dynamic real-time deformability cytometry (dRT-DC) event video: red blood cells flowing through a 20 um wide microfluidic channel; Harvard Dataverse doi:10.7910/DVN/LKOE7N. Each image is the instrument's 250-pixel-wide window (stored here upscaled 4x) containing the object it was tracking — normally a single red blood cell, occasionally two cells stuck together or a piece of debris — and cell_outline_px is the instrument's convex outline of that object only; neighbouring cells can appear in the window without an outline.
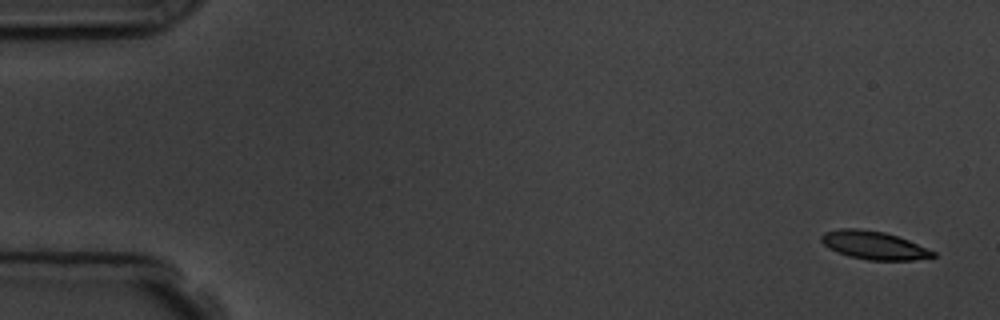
{"species": "common noctule bat (a hibernating species)", "species_latin": "Nyctalus noctula", "temperature_condition": "room temperature", "stored_images_in_passage": 5, "camera_frame_rate_fps": 3000, "um_per_image_px": 0.085, "animal": {"sex": "male", "body_mass_g": 19.5, "forearm_length_mm": 54.6}, "frame": {"image": 1, "passage_image": 1, "time_ms": 0.0, "image_size_px": [1000, 320], "cell_outline_px": [[936, 256], [916, 260], [868, 260], [848, 256], [836, 252], [828, 248], [820, 240], [820, 236], [824, 232], [840, 228], [856, 228], [884, 232], [908, 240], [936, 252]], "centroid_in_image_um": [74.24, 20.85], "position_along_channel_um": 10.8, "area_um2": 18.38}}
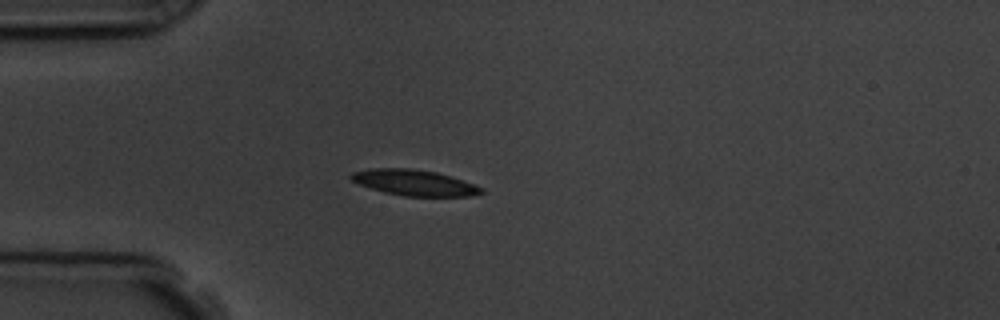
{"frame": {"image": 2, "passage_image": 5, "time_ms": 4.333, "image_size_px": [1000, 320], "cell_outline_px": [[484, 192], [472, 196], [404, 196], [384, 192], [360, 184], [352, 180], [348, 176], [352, 172], [368, 168], [408, 168], [436, 172], [452, 176], [484, 188]], "centroid_in_image_um": [35.22, 15.52], "position_along_channel_um": 49.8, "area_um2": 19.59}}